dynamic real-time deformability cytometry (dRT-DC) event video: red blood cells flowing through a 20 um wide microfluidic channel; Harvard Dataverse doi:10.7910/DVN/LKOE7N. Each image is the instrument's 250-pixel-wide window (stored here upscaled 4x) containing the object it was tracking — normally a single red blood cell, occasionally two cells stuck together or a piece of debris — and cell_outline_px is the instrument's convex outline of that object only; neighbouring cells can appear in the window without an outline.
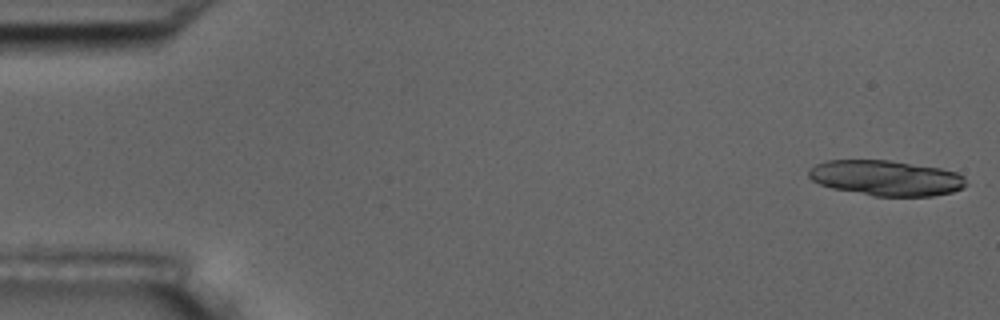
{"species": "common noctule bat (a hibernating species)", "species_latin": "Nyctalus noctula", "temperature_condition": "room temperature", "stored_images_in_passage": 4, "camera_frame_rate_fps": 3000, "um_per_image_px": 0.085, "animal": {"sex": "male", "body_mass_g": 17.5, "forearm_length_mm": 52.3}, "frame": {"image": 1, "passage_image": 1, "time_ms": 0.0, "image_size_px": [1000, 320], "cell_outline_px": [[972, 184], [964, 188], [952, 192], [932, 196], [876, 196], [832, 188], [820, 184], [812, 180], [808, 176], [808, 172], [816, 164], [828, 160], [888, 160], [940, 168], [956, 172], [964, 176]], "centroid_in_image_um": [75.39, 15.13], "position_along_channel_um": 9.6, "area_um2": 32.54}}